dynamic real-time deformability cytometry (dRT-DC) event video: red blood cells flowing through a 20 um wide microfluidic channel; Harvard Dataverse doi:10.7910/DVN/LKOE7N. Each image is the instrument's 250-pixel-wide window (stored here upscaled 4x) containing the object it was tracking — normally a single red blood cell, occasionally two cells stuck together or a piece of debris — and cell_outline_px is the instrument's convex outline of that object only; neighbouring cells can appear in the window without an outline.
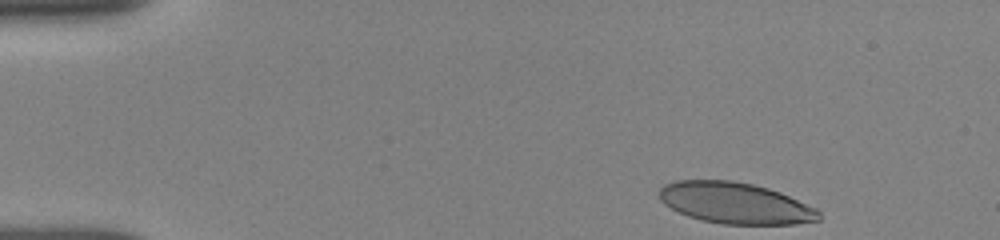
{"species": "human", "species_latin": "Homo sapiens", "temperature_condition": "room temperature", "stored_images_in_passage": 53, "camera_frame_rate_fps": 3000, "um_per_image_px": 0.085, "donor": {"sex": "female"}, "frame": {"image": 1, "passage_image": 1, "time_ms": 0.0, "image_size_px": [1000, 240], "cell_outline_px": [[820, 220], [796, 224], [720, 224], [700, 220], [688, 216], [664, 204], [660, 200], [660, 188], [664, 184], [676, 180], [732, 180], [752, 184], [768, 188], [780, 192], [816, 208], [820, 212]], "centroid_in_image_um": [62.49, 17.26], "position_along_channel_um": 22.5, "area_um2": 38.38}}
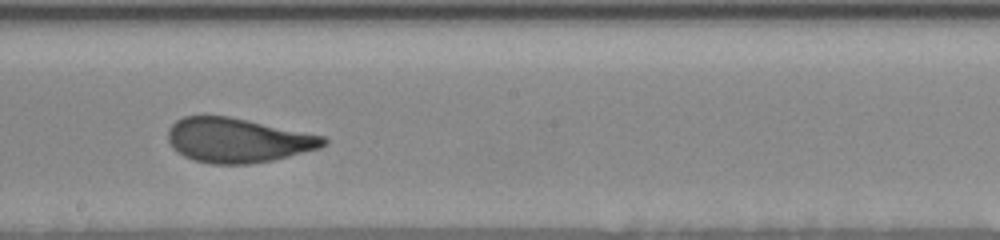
{"frame": {"image": 2, "passage_image": 27, "time_ms": 7.667, "image_size_px": [1000, 240], "cell_outline_px": [[328, 144], [320, 148], [272, 160], [248, 164], [212, 164], [192, 160], [176, 152], [172, 148], [168, 140], [168, 128], [176, 120], [184, 116], [228, 116], [248, 120], [324, 136], [328, 140]], "centroid_in_image_um": [20.18, 11.93], "position_along_channel_um": 228.0, "area_um2": 40.34}}
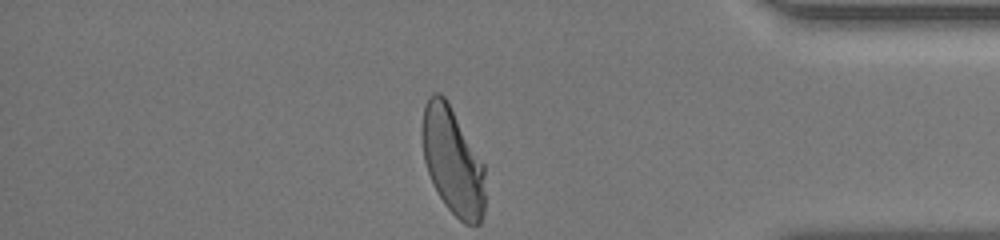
{"frame": {"image": 3, "passage_image": 52, "time_ms": 12.667, "image_size_px": [1000, 240], "cell_outline_px": [[484, 212], [480, 224], [464, 224], [444, 204], [432, 184], [424, 160], [420, 132], [420, 128], [424, 108], [428, 96], [432, 92], [440, 92], [444, 96], [484, 164]], "centroid_in_image_um": [38.44, 13.69], "position_along_channel_um": 396.8, "area_um2": 39.42}, "authors_computed_cell_mechanics": {"area_um2": 40.5756, "velocity_mm_per_s": 3.8534, "shape_relaxation_time_tau1_ms": 3.7662, "shape_relaxation_time_tau2_ms": 0.7093, "deformation_change_tau1": 0.1742, "deformation_change_tau2": 0.0757}}